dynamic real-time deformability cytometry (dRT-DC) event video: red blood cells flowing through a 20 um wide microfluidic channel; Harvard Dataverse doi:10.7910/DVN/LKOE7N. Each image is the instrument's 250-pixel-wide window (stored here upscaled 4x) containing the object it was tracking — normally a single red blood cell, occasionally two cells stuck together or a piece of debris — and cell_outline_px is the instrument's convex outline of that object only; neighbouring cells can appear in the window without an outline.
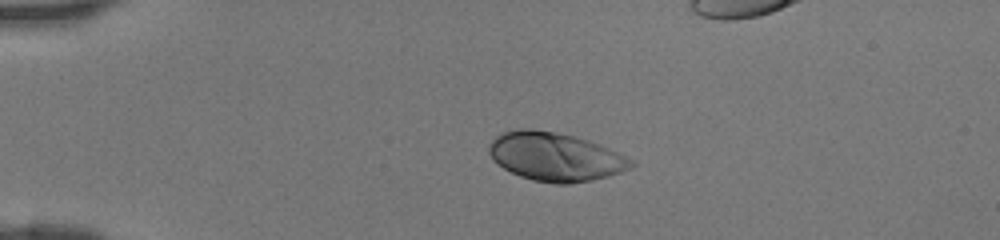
{"species": "human", "species_latin": "Homo sapiens", "temperature_condition": "room temperature", "stored_images_in_passage": 32, "camera_frame_rate_fps": 3000, "um_per_image_px": 0.085, "donor": {"sex": "female"}, "frame": {"image": 1, "passage_image": 1, "time_ms": 0.0, "image_size_px": [1000, 240], "cell_outline_px": [[636, 164], [632, 168], [608, 176], [592, 180], [568, 184], [556, 184], [532, 180], [520, 176], [504, 168], [492, 160], [488, 152], [488, 144], [496, 136], [504, 132], [516, 128], [532, 128], [556, 132], [576, 136], [600, 144], [620, 152], [636, 160]], "centroid_in_image_um": [47.23, 13.31], "position_along_channel_um": 37.8, "area_um2": 40.81}}
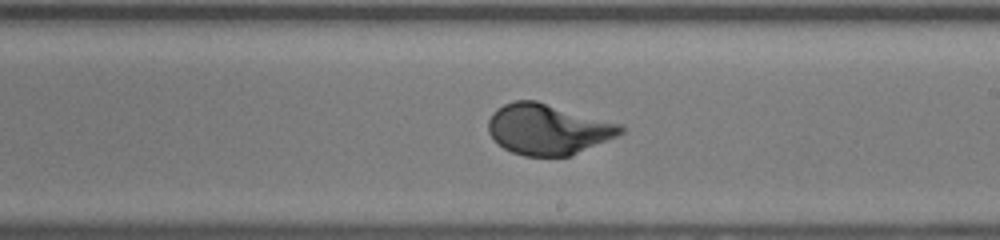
{"frame": {"image": 2, "passage_image": 18, "time_ms": 5.667, "image_size_px": [1000, 240], "cell_outline_px": [[624, 132], [616, 136], [572, 156], [524, 156], [512, 152], [504, 148], [488, 132], [488, 120], [492, 112], [496, 108], [504, 104], [516, 100], [536, 100], [624, 124]], "centroid_in_image_um": [46.6, 10.97], "position_along_channel_um": 242.4, "area_um2": 39.3}}
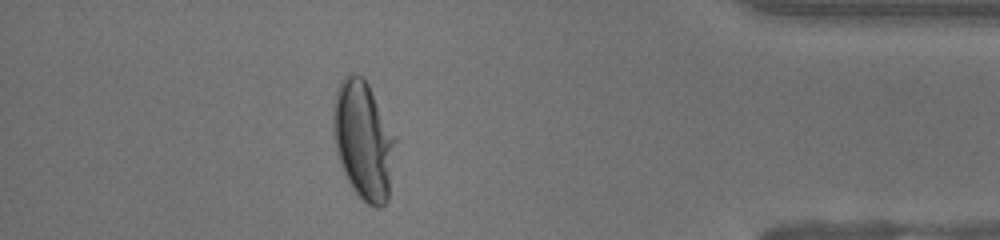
{"frame": {"image": 3, "passage_image": 31, "time_ms": 10.0, "image_size_px": [1000, 240], "cell_outline_px": [[400, 140], [388, 200], [380, 208], [376, 208], [368, 204], [352, 188], [340, 164], [336, 152], [332, 132], [332, 108], [336, 88], [344, 76], [348, 72], [364, 76], [400, 136]], "centroid_in_image_um": [30.96, 11.87], "position_along_channel_um": 404.2, "area_um2": 45.2}}